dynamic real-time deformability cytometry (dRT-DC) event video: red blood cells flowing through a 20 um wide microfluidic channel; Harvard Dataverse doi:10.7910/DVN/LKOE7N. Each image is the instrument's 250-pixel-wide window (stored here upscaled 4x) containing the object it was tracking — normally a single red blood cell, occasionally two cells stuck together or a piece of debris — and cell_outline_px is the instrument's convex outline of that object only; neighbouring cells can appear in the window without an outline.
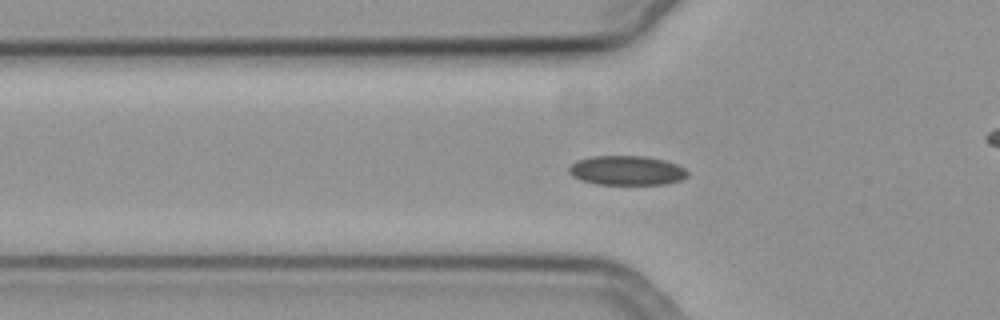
{"species": "common noctule bat (a hibernating species)", "species_latin": "Nyctalus noctula", "temperature_condition": "cold", "stored_images_in_passage": 49, "camera_frame_rate_fps": 3000, "um_per_image_px": 0.085, "animal": {"sex": "female", "body_mass_g": 19.3, "forearm_length_mm": 54.1}, "frame": {"image": 1, "passage_image": 11, "time_ms": 3.333, "image_size_px": [1000, 320], "cell_outline_px": [[688, 176], [680, 180], [668, 184], [596, 184], [580, 180], [572, 176], [568, 172], [568, 168], [576, 160], [592, 156], [644, 156], [664, 160], [676, 164], [684, 168], [688, 172]], "centroid_in_image_um": [53.25, 14.49], "position_along_channel_um": 72.5, "area_um2": 20.4}}
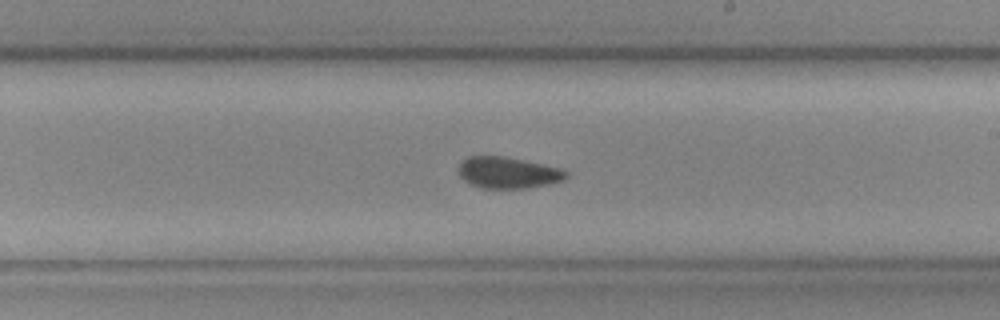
{"frame": {"image": 2, "passage_image": 25, "time_ms": 8.0, "image_size_px": [1000, 320], "cell_outline_px": [[568, 176], [564, 180], [548, 184], [524, 188], [480, 188], [464, 180], [456, 172], [456, 168], [468, 156], [504, 156], [560, 168], [568, 172]], "centroid_in_image_um": [43.14, 14.67], "position_along_channel_um": 245.9, "area_um2": 19.65}}
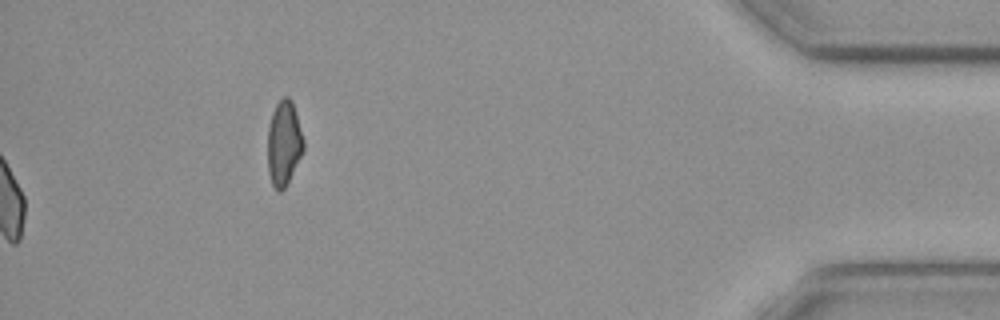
{"frame": {"image": 3, "passage_image": 49, "time_ms": 16.0, "image_size_px": [1000, 320], "cell_outline_px": [[304, 148], [284, 188], [280, 192], [272, 184], [268, 172], [268, 128], [272, 112], [276, 104], [284, 96], [288, 96], [292, 100], [304, 140]], "centroid_in_image_um": [24.12, 12.13], "position_along_channel_um": 411.1, "area_um2": 17.4}, "authors_computed_cell_mechanics": {"area_um2": 19.8832, "velocity_mm_per_s": 3.7205, "shape_relaxation_time_tau1_ms": 10.4132, "shape_relaxation_time_tau2_ms": null, "deformation_change_tau1": 0.1412, "deformation_change_tau2": null}}